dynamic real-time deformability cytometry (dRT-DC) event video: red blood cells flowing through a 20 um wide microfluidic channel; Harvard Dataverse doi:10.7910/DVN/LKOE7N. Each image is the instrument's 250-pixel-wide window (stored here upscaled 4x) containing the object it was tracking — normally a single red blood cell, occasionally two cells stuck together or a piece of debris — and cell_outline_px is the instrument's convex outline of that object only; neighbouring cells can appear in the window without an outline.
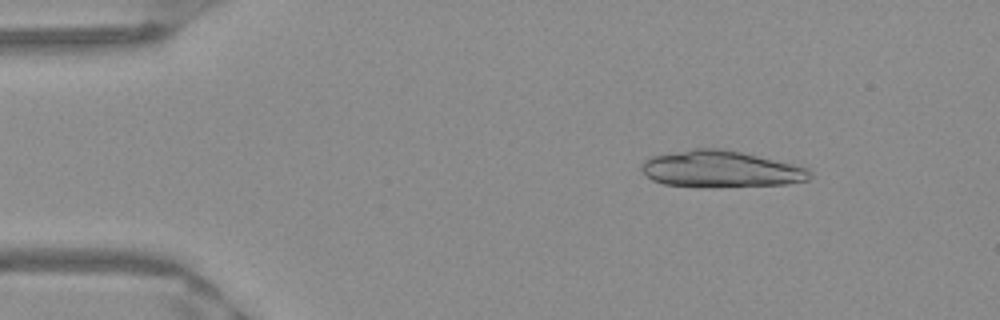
{"species": "Egyptian fruit bat (a non-hibernating species)", "species_latin": "Rousettus aegyptiacus", "temperature_condition": "warm", "stored_images_in_passage": 44, "camera_frame_rate_fps": 3000, "um_per_image_px": 0.085, "frame": {"image": 1, "passage_image": 1, "time_ms": 0.0, "image_size_px": [1000, 320], "cell_outline_px": [[812, 176], [808, 180], [788, 184], [664, 184], [652, 180], [640, 168], [644, 160], [652, 156], [692, 148], [720, 148], [740, 152], [808, 168], [812, 172]], "centroid_in_image_um": [61.26, 14.32], "position_along_channel_um": 23.7, "area_um2": 34.22}}
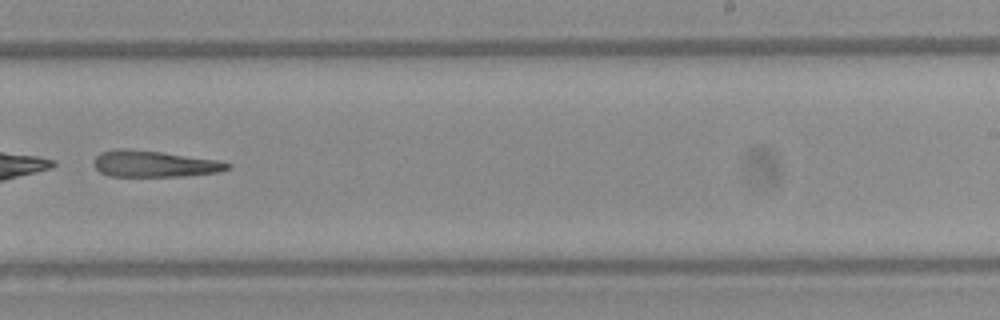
{"frame": {"image": 2, "passage_image": 26, "time_ms": 8.333, "image_size_px": [1000, 320], "cell_outline_px": [[232, 168], [220, 172], [184, 176], [108, 176], [100, 172], [92, 164], [92, 160], [100, 152], [160, 152], [220, 160], [232, 164]], "centroid_in_image_um": [13.23, 13.98], "position_along_channel_um": 275.8, "area_um2": 19.83}}
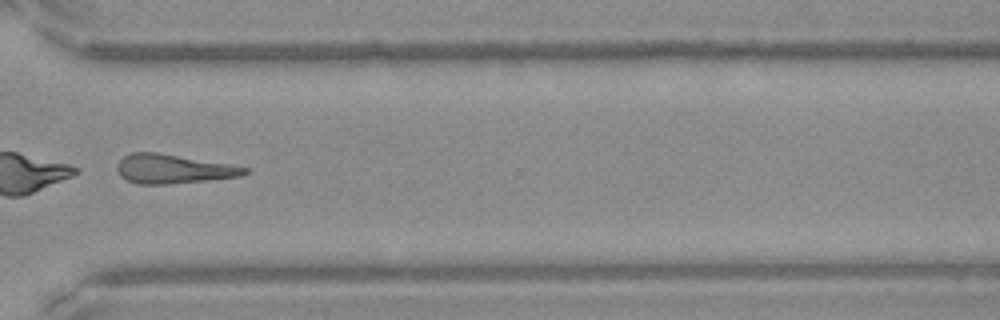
{"frame": {"image": 3, "passage_image": 32, "time_ms": 10.333, "image_size_px": [1000, 320], "cell_outline_px": [[248, 172], [240, 176], [212, 180], [164, 184], [136, 184], [120, 176], [116, 168], [116, 164], [124, 156], [132, 152], [156, 152], [228, 164], [248, 168]], "centroid_in_image_um": [14.68, 14.36], "position_along_channel_um": 355.9, "area_um2": 21.5}}